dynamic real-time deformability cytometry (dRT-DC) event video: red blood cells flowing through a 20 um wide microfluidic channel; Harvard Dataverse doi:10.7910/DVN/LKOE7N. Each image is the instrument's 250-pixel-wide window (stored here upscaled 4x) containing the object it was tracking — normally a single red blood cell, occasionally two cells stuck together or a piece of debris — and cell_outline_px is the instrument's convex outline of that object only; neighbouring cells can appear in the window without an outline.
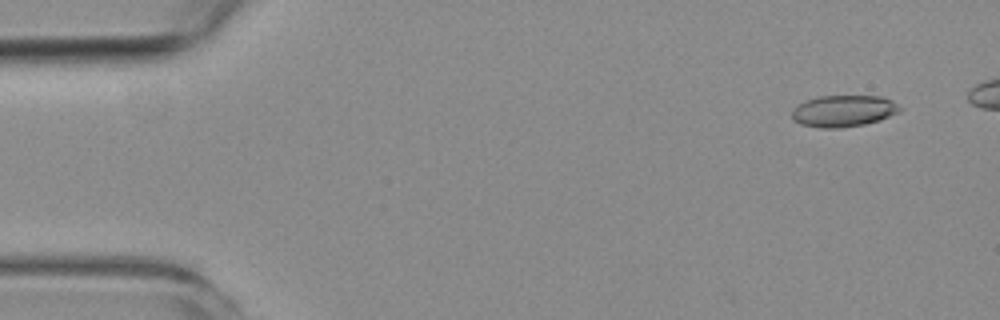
{"species": "common noctule bat (a hibernating species)", "species_latin": "Nyctalus noctula", "temperature_condition": "room temperature", "stored_images_in_passage": 7, "camera_frame_rate_fps": 3000, "um_per_image_px": 0.085, "animal": {"sex": "female", "body_mass_g": 19.3, "forearm_length_mm": 54.1}, "frame": {"image": 1, "passage_image": 2, "time_ms": 1.0, "image_size_px": [1000, 320], "cell_outline_px": [[904, 108], [900, 112], [880, 120], [864, 124], [840, 128], [820, 128], [800, 124], [792, 120], [792, 108], [804, 100], [820, 96], [880, 96], [892, 100]], "centroid_in_image_um": [71.7, 9.43], "position_along_channel_um": 13.3, "area_um2": 20.17}}
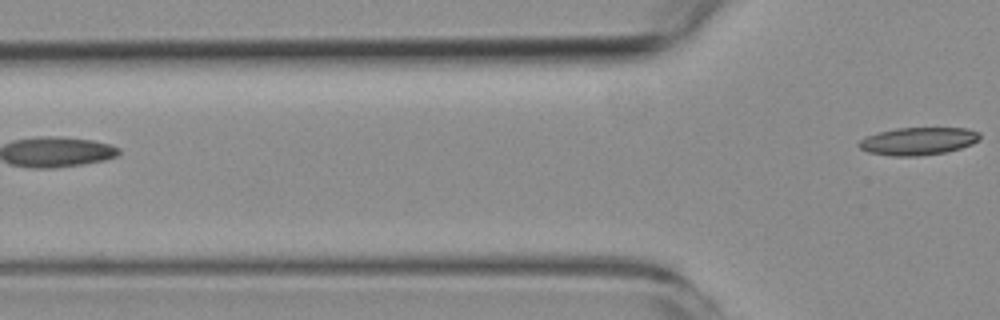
{"frame": {"image": 2, "passage_image": 7, "time_ms": 7.0, "image_size_px": [1000, 320], "cell_outline_px": [[980, 140], [972, 144], [960, 148], [944, 152], [920, 156], [892, 156], [868, 152], [860, 148], [856, 144], [860, 140], [868, 136], [880, 132], [896, 128], [968, 128], [980, 132]], "centroid_in_image_um": [78.06, 11.99], "position_along_channel_um": 47.7, "area_um2": 19.48}}